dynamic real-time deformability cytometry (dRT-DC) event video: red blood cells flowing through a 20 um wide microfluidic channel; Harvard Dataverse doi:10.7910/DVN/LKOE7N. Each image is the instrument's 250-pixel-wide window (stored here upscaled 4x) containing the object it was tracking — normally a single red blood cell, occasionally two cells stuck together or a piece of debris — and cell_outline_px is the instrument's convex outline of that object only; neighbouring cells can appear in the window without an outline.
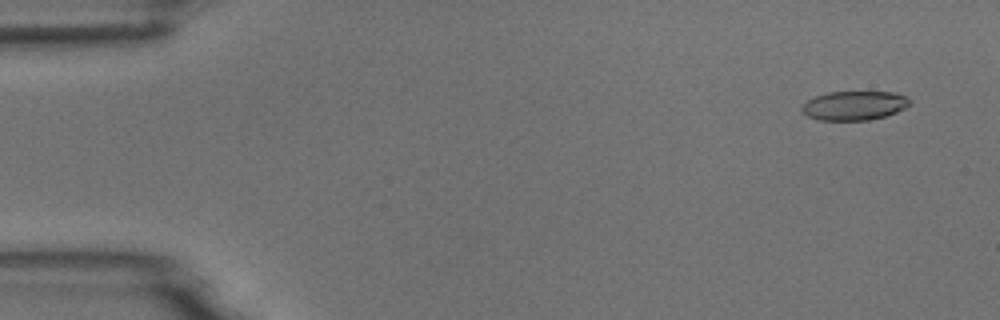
{"species": "common noctule bat (a hibernating species)", "species_latin": "Nyctalus noctula", "temperature_condition": "room temperature", "stored_images_in_passage": 7, "camera_frame_rate_fps": 3000, "um_per_image_px": 0.085, "animal": {"sex": "male", "body_mass_g": 18.8}, "frame": {"image": 1, "passage_image": 2, "time_ms": 1.0, "image_size_px": [1000, 320], "cell_outline_px": [[912, 100], [904, 108], [896, 112], [884, 116], [868, 120], [820, 120], [808, 116], [800, 108], [808, 100], [816, 96], [828, 92], [896, 92]], "centroid_in_image_um": [72.62, 8.97], "position_along_channel_um": 12.4, "area_um2": 18.09}}